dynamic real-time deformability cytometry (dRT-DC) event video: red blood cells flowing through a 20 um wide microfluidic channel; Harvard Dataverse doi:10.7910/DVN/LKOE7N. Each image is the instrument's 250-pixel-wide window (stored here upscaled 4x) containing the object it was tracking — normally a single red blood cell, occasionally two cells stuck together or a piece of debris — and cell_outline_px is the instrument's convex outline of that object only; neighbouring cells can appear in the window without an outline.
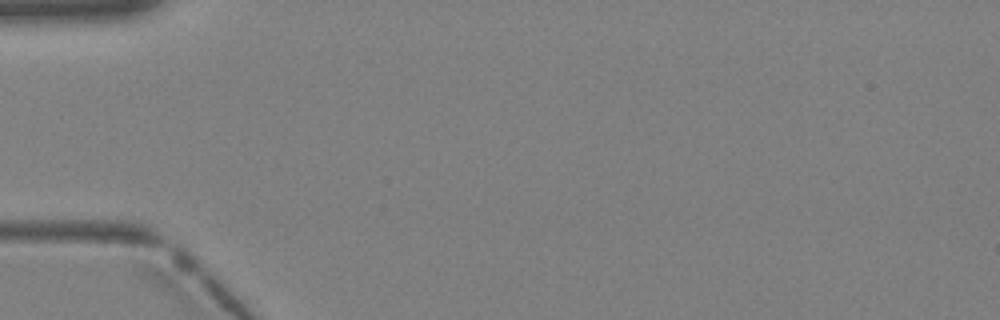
{"species": "Egyptian fruit bat (a non-hibernating species)", "species_latin": "Rousettus aegyptiacus", "temperature_condition": "warm", "stored_images_in_passage": 2, "camera_frame_rate_fps": 3000, "um_per_image_px": 0.085, "animal": {"sex": "female"}, "frame": {"image": 1, "passage_image": 1, "time_ms": 0.0, "image_size_px": [1000, 320], "cell_outline_px": [[240, 48], [224, 68], [192, 96], [184, 100], [156, 104], [156, 100], [164, 88], [224, 40], [232, 40], [240, 44]], "centroid_in_image_um": [16.96, 6.23], "position_along_channel_um": 68.0, "area_um2": 14.05}}